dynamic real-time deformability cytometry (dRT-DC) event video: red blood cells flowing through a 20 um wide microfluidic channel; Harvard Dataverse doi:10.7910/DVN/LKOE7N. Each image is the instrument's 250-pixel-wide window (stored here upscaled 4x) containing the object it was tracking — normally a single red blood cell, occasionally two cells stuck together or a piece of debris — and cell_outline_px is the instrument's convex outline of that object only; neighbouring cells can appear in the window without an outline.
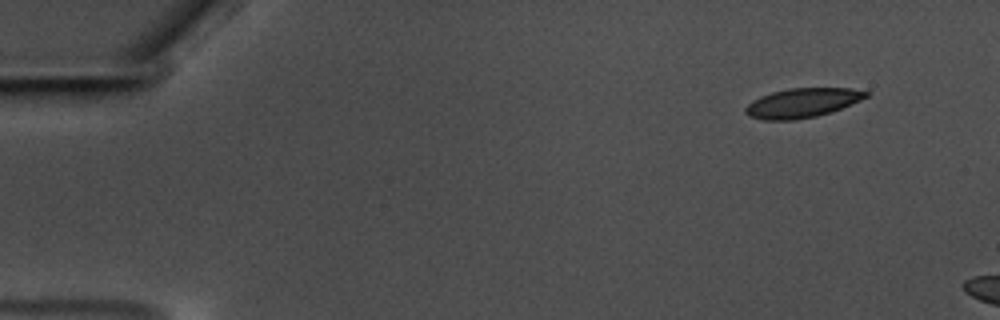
{"species": "common noctule bat (a hibernating species)", "species_latin": "Nyctalus noctula", "temperature_condition": "warm", "stored_images_in_passage": 7, "camera_frame_rate_fps": 3000, "um_per_image_px": 0.085, "animal": {"sex": "male", "body_mass_g": 17.5, "forearm_length_mm": 52.3}, "frame": {"image": 1, "passage_image": 1, "time_ms": 0.0, "image_size_px": [1000, 320], "cell_outline_px": [[872, 92], [868, 96], [860, 100], [832, 112], [816, 116], [796, 120], [764, 120], [748, 116], [744, 112], [744, 108], [752, 100], [760, 96], [772, 92], [788, 88], [848, 88]], "centroid_in_image_um": [68.17, 8.75], "position_along_channel_um": 16.8, "area_um2": 20.75}}